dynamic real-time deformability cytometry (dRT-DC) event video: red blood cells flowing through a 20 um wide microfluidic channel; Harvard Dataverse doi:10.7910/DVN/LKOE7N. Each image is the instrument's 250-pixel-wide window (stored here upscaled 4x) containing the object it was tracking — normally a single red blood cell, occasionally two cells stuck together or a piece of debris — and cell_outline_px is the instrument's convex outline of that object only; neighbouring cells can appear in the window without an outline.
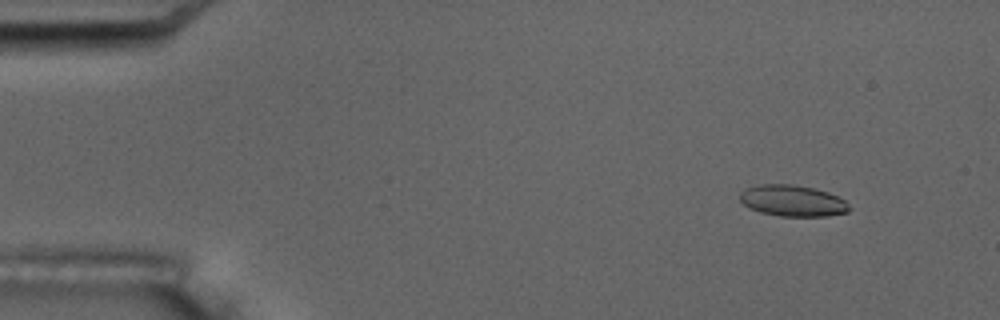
{"species": "common noctule bat (a hibernating species)", "species_latin": "Nyctalus noctula", "temperature_condition": "room temperature", "stored_images_in_passage": 4, "camera_frame_rate_fps": 3000, "um_per_image_px": 0.085, "animal": {"sex": "male", "body_mass_g": 17.5, "forearm_length_mm": 52.3}, "frame": {"image": 1, "passage_image": 1, "time_ms": 0.0, "image_size_px": [1000, 320], "cell_outline_px": [[852, 208], [848, 212], [828, 216], [780, 216], [760, 212], [744, 204], [740, 200], [740, 192], [748, 188], [760, 184], [792, 184], [812, 188], [828, 192], [844, 200]], "centroid_in_image_um": [67.4, 17.07], "position_along_channel_um": 17.6, "area_um2": 19.77}}